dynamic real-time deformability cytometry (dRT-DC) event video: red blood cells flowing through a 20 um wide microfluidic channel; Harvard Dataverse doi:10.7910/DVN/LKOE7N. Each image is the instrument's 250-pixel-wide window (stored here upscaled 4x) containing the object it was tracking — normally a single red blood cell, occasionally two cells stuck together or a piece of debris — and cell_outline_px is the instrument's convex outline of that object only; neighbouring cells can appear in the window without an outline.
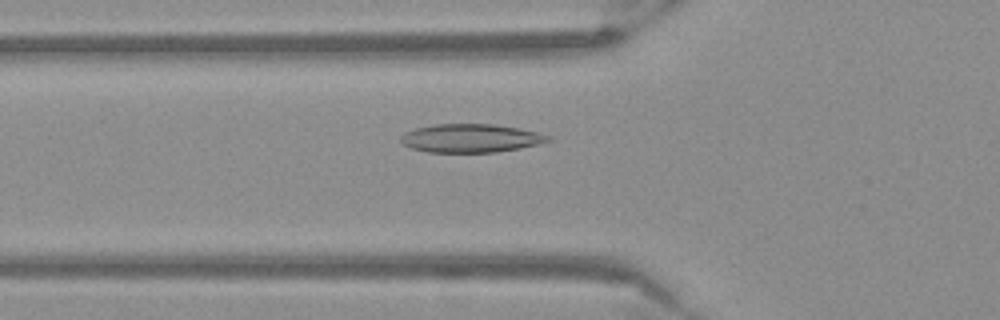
{"species": "Egyptian fruit bat (a non-hibernating species)", "species_latin": "Rousettus aegyptiacus", "temperature_condition": "warm", "stored_images_in_passage": 53, "camera_frame_rate_fps": 3000, "um_per_image_px": 0.085, "frame": {"image": 1, "passage_image": 19, "time_ms": 6.0, "image_size_px": [1000, 320], "cell_outline_px": [[552, 140], [520, 148], [496, 152], [428, 152], [412, 148], [404, 144], [400, 140], [400, 136], [404, 132], [416, 128], [436, 124], [492, 124], [516, 128], [536, 132], [552, 136]], "centroid_in_image_um": [39.99, 11.75], "position_along_channel_um": 85.8, "area_um2": 24.22}}
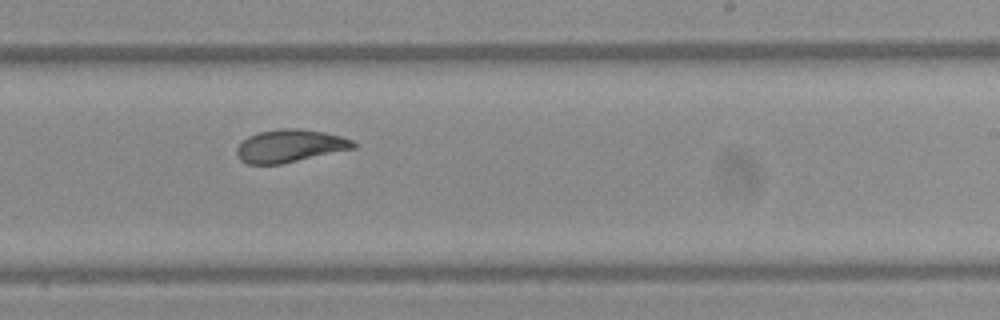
{"frame": {"image": 2, "passage_image": 33, "time_ms": 10.667, "image_size_px": [1000, 320], "cell_outline_px": [[356, 148], [280, 164], [248, 164], [240, 160], [236, 156], [236, 148], [248, 136], [260, 132], [280, 128], [300, 128], [324, 132], [340, 136], [352, 140], [356, 144]], "centroid_in_image_um": [24.63, 12.4], "position_along_channel_um": 264.4, "area_um2": 22.2}}
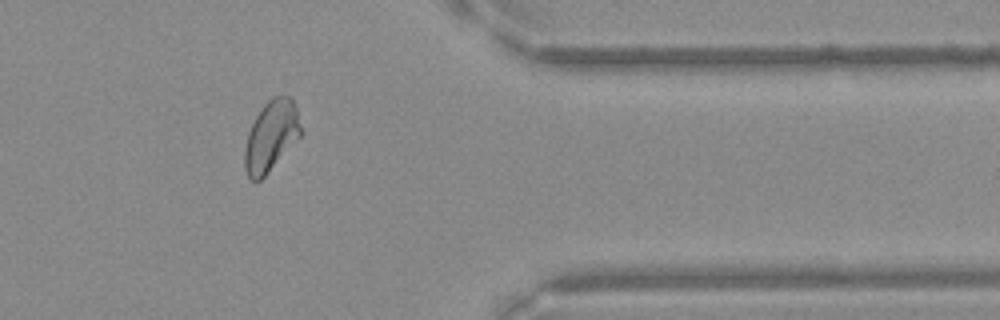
{"frame": {"image": 3, "passage_image": 44, "time_ms": 14.333, "image_size_px": [1000, 320], "cell_outline_px": [[304, 132], [264, 176], [260, 180], [252, 180], [248, 176], [244, 168], [244, 148], [248, 132], [256, 116], [264, 104], [272, 96], [288, 96], [292, 100], [296, 108]], "centroid_in_image_um": [23.05, 11.55], "position_along_channel_um": 388.4, "area_um2": 22.95}}